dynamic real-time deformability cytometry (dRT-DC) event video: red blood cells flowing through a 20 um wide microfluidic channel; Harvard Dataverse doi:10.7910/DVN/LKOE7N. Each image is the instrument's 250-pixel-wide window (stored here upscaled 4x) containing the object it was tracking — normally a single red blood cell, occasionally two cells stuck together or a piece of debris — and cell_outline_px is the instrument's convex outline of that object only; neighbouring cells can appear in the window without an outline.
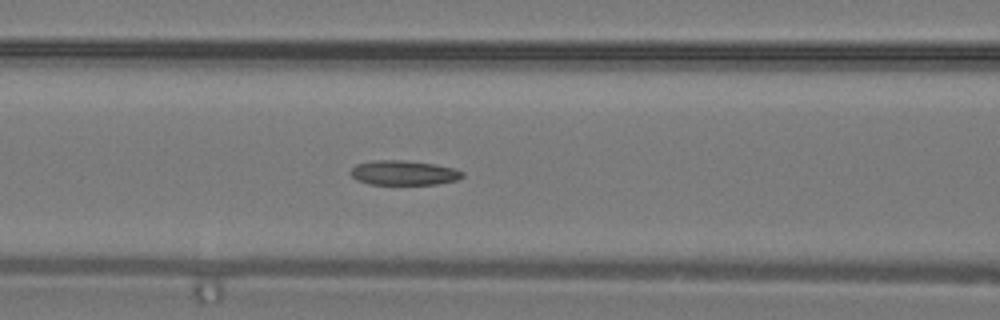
{"species": "common noctule bat (a hibernating species)", "species_latin": "Nyctalus noctula", "temperature_condition": "warm", "stored_images_in_passage": 28, "camera_frame_rate_fps": 3000, "um_per_image_px": 0.085, "animal": {"sex": "male", "body_mass_g": 19.2, "forearm_length_mm": 51.8}, "frame": {"image": 1, "passage_image": 9, "time_ms": 2.667, "image_size_px": [1000, 320], "cell_outline_px": [[464, 176], [456, 180], [436, 184], [368, 184], [356, 180], [348, 172], [356, 164], [372, 160], [404, 160], [436, 164], [452, 168], [464, 172]], "centroid_in_image_um": [34.28, 14.68], "position_along_channel_um": 132.3, "area_um2": 16.13}}
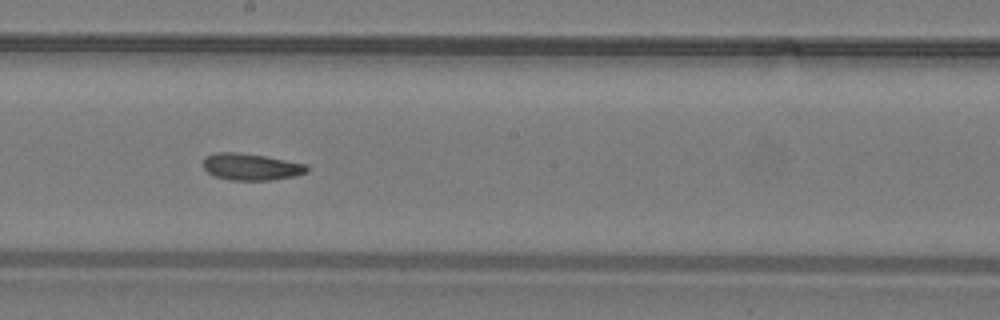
{"frame": {"image": 2, "passage_image": 14, "time_ms": 4.333, "image_size_px": [1000, 320], "cell_outline_px": [[308, 172], [296, 176], [268, 180], [232, 180], [216, 176], [208, 172], [204, 168], [204, 156], [216, 152], [236, 152], [264, 156], [308, 164]], "centroid_in_image_um": [21.36, 14.17], "position_along_channel_um": 226.8, "area_um2": 16.13}}
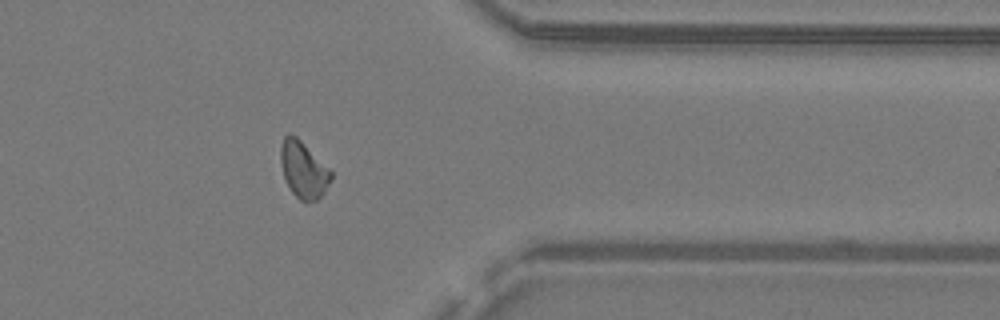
{"frame": {"image": 3, "passage_image": 23, "time_ms": 7.333, "image_size_px": [1000, 320], "cell_outline_px": [[332, 176], [324, 192], [316, 200], [300, 200], [292, 192], [284, 176], [280, 164], [280, 148], [284, 136], [288, 132], [292, 132], [332, 172]], "centroid_in_image_um": [25.76, 14.38], "position_along_channel_um": 385.6, "area_um2": 16.24}}